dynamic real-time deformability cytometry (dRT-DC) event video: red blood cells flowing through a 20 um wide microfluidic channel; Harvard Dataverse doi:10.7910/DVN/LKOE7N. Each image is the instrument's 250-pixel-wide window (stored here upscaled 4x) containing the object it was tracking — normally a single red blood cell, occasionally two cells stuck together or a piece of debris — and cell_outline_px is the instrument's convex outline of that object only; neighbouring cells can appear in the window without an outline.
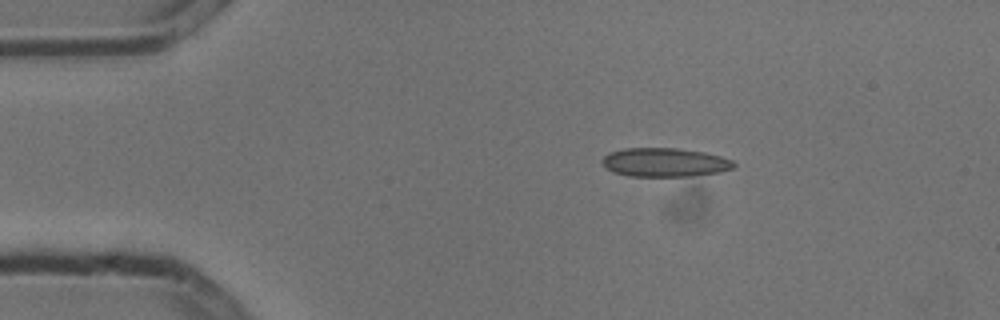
{"species": "common noctule bat (a hibernating species)", "species_latin": "Nyctalus noctula", "temperature_condition": "cold", "stored_images_in_passage": 4, "camera_frame_rate_fps": 3000, "um_per_image_px": 0.085, "animal": {"sex": "male", "body_mass_g": 13.3}, "frame": {"image": 1, "passage_image": 1, "time_ms": 0.0, "image_size_px": [1000, 320], "cell_outline_px": [[736, 164], [732, 168], [720, 172], [692, 176], [628, 176], [612, 172], [600, 160], [608, 152], [624, 148], [676, 148], [704, 152], [720, 156], [732, 160]], "centroid_in_image_um": [56.48, 13.8], "position_along_channel_um": 28.5, "area_um2": 22.14}}
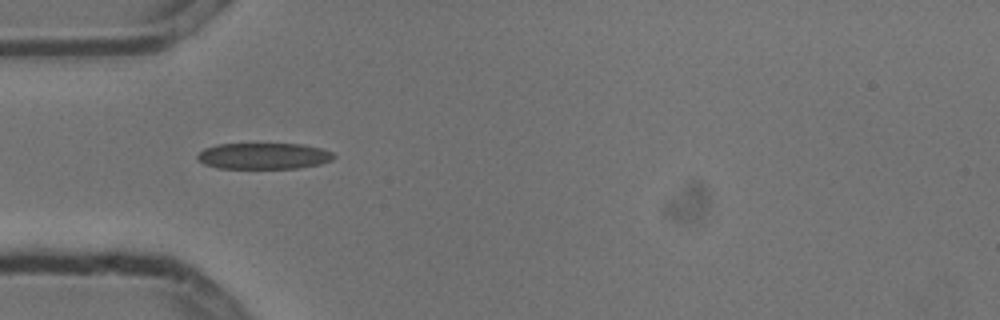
{"frame": {"image": 2, "passage_image": 3, "time_ms": 0.667, "image_size_px": [1000, 320], "cell_outline_px": [[336, 156], [332, 160], [320, 164], [296, 168], [216, 168], [204, 164], [196, 160], [196, 156], [204, 148], [216, 144], [304, 144], [320, 148], [332, 152]], "centroid_in_image_um": [22.38, 13.26], "position_along_channel_um": 62.6, "area_um2": 20.92}}
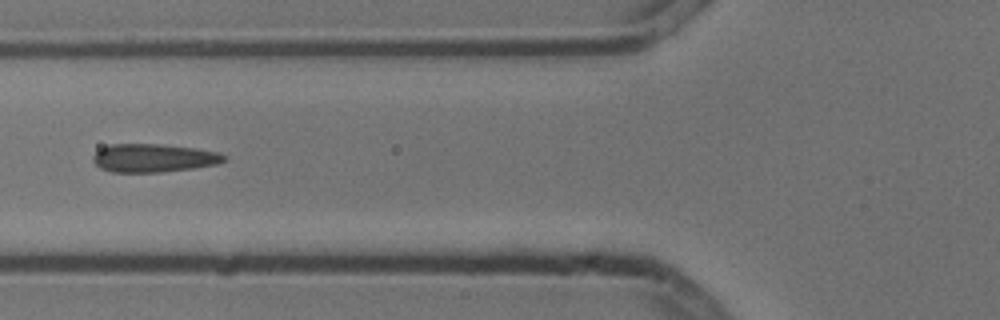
{"frame": {"image": 3, "passage_image": 4, "time_ms": 1.0, "image_size_px": [1000, 320], "cell_outline_px": [[228, 160], [216, 164], [192, 168], [160, 172], [112, 172], [100, 168], [92, 160], [92, 156], [100, 148], [112, 144], [160, 144], [196, 148], [220, 152]], "centroid_in_image_um": [13.05, 13.42], "position_along_channel_um": 112.8, "area_um2": 21.62}}